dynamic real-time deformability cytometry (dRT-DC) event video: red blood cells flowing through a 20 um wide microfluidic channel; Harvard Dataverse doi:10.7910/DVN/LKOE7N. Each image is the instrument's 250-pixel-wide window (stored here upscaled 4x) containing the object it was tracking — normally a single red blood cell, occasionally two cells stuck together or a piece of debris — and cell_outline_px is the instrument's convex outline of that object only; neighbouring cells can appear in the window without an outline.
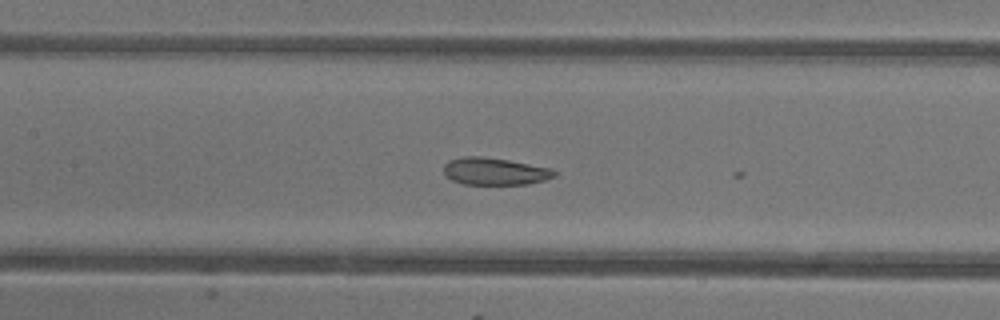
{"species": "common noctule bat (a hibernating species)", "species_latin": "Nyctalus noctula", "temperature_condition": "warm", "stored_images_in_passage": 7, "camera_frame_rate_fps": 3000, "um_per_image_px": 0.085, "animal": {"sex": "female"}, "frame": {"image": 1, "passage_image": 6, "time_ms": 1.667, "image_size_px": [1000, 320], "cell_outline_px": [[556, 176], [544, 180], [528, 184], [464, 184], [452, 180], [444, 176], [444, 164], [448, 160], [460, 156], [484, 156], [508, 160], [552, 168], [556, 172]], "centroid_in_image_um": [42.02, 14.55], "position_along_channel_um": 165.4, "area_um2": 17.74}}